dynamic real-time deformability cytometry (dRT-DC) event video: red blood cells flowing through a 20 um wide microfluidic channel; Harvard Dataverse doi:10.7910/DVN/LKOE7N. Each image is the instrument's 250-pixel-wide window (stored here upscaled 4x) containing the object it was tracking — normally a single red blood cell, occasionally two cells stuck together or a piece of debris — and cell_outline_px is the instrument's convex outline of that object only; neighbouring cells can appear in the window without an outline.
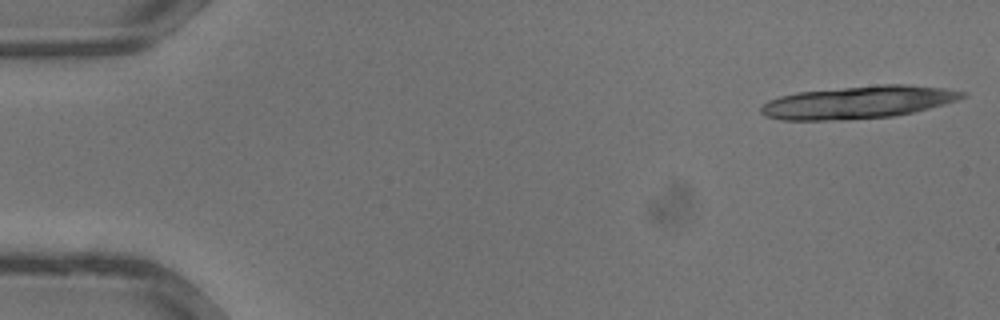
{"species": "common noctule bat (a hibernating species)", "species_latin": "Nyctalus noctula", "temperature_condition": "warm", "stored_images_in_passage": 12, "camera_frame_rate_fps": 3000, "um_per_image_px": 0.085, "animal": {"sex": "male", "body_mass_g": 13.3}, "frame": {"image": 1, "passage_image": 1, "time_ms": 0.0, "image_size_px": [1000, 320], "cell_outline_px": [[968, 96], [944, 104], [912, 112], [892, 116], [840, 120], [780, 120], [764, 116], [760, 112], [760, 108], [768, 100], [780, 96], [796, 92], [880, 84], [908, 84], [944, 88], [968, 92]], "centroid_in_image_um": [72.93, 8.69], "position_along_channel_um": 12.1, "area_um2": 38.32}}